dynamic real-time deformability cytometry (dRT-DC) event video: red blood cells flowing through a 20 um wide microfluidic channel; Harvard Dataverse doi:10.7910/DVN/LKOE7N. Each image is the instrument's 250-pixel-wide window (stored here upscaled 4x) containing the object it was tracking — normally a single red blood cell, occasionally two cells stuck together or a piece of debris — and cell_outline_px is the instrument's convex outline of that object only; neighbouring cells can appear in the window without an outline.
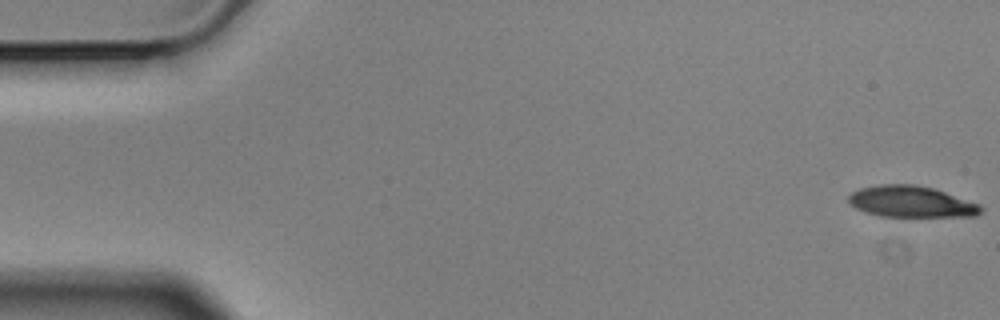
{"species": "Egyptian fruit bat (a non-hibernating species)", "species_latin": "Rousettus aegyptiacus", "temperature_condition": "cold", "stored_images_in_passage": 4, "camera_frame_rate_fps": 3000, "um_per_image_px": 0.085, "animal": {"sex": "male"}, "frame": {"image": 1, "passage_image": 1, "time_ms": 0.0, "image_size_px": [1000, 320], "cell_outline_px": [[984, 208], [976, 216], [880, 216], [856, 208], [848, 204], [848, 196], [852, 192], [860, 188], [880, 184], [916, 184], [932, 188], [980, 204]], "centroid_in_image_um": [77.43, 17.13], "position_along_channel_um": 7.6, "area_um2": 23.99}}
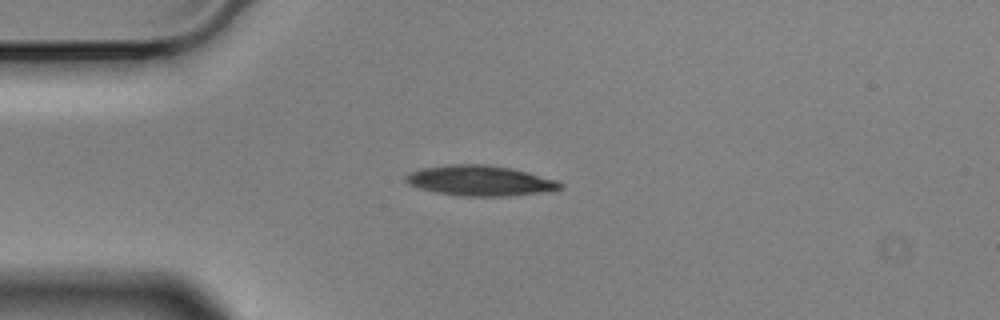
{"frame": {"image": 2, "passage_image": 4, "time_ms": 1.0, "image_size_px": [1000, 320], "cell_outline_px": [[564, 188], [556, 192], [508, 196], [460, 196], [436, 192], [420, 188], [408, 184], [404, 180], [404, 176], [408, 172], [420, 168], [452, 164], [484, 164], [512, 168], [560, 180], [564, 184]], "centroid_in_image_um": [40.9, 15.36], "position_along_channel_um": 44.1, "area_um2": 27.98}}